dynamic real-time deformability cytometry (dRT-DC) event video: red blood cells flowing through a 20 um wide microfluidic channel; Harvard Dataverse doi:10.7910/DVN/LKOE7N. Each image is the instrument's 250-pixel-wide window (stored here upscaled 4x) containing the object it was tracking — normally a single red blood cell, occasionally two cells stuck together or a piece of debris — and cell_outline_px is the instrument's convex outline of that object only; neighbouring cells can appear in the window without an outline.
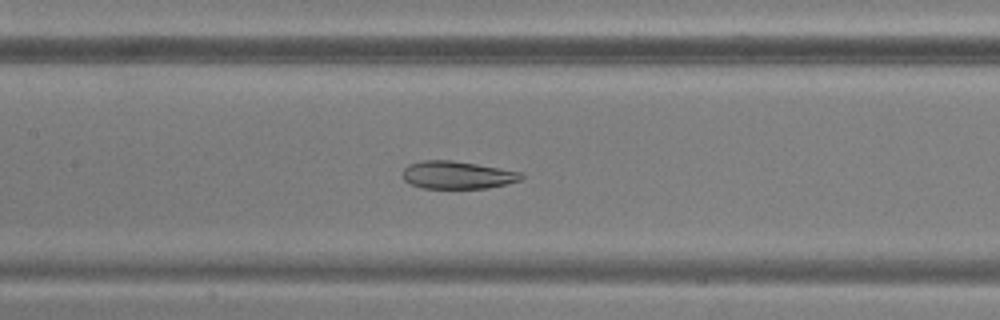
{"species": "common noctule bat (a hibernating species)", "species_latin": "Nyctalus noctula", "temperature_condition": "warm", "stored_images_in_passage": 49, "camera_frame_rate_fps": 3000, "um_per_image_px": 0.085, "animal": {"sex": "male", "body_mass_g": 20.5, "forearm_length_mm": 52.5}, "frame": {"image": 1, "passage_image": 23, "time_ms": 7.333, "image_size_px": [1000, 320], "cell_outline_px": [[524, 176], [520, 180], [488, 188], [424, 188], [412, 184], [404, 180], [404, 168], [408, 164], [420, 160], [452, 160], [476, 164], [520, 172]], "centroid_in_image_um": [38.84, 14.87], "position_along_channel_um": 168.6, "area_um2": 18.9}}
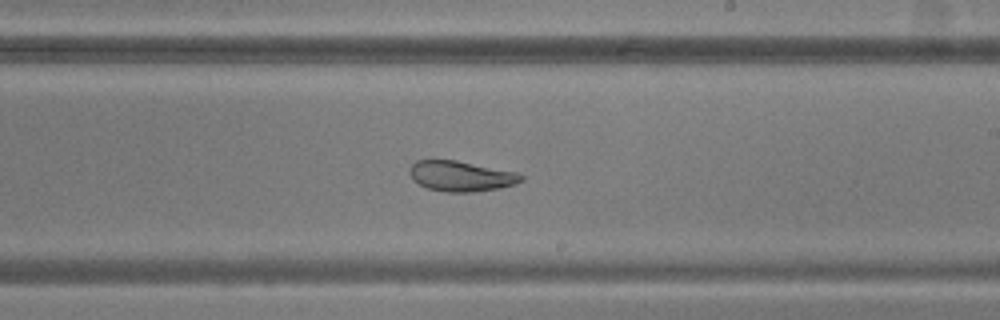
{"frame": {"image": 2, "passage_image": 29, "time_ms": 9.333, "image_size_px": [1000, 320], "cell_outline_px": [[524, 180], [516, 184], [500, 188], [472, 192], [448, 192], [428, 188], [412, 180], [412, 164], [416, 160], [456, 160], [516, 172], [524, 176]], "centroid_in_image_um": [39.24, 14.97], "position_along_channel_um": 249.8, "area_um2": 19.54}}
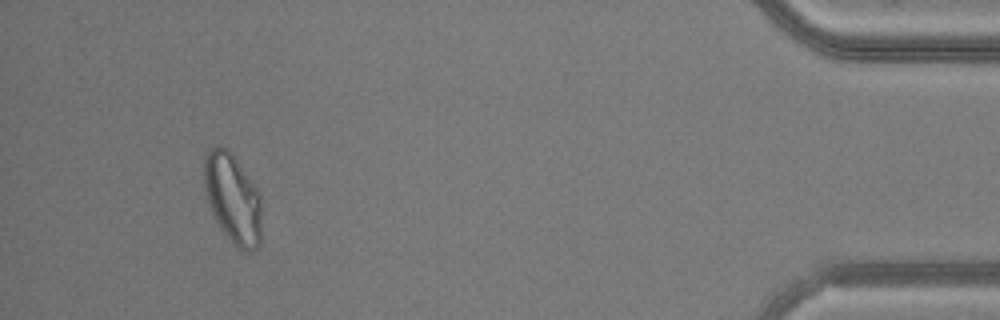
{"frame": {"image": 3, "passage_image": 46, "time_ms": 15.0, "image_size_px": [1000, 320], "cell_outline_px": [[260, 244], [252, 252], [240, 252], [232, 244], [220, 228], [212, 212], [204, 188], [204, 160], [208, 148], [216, 144], [220, 144], [236, 160], [256, 188], [260, 196]], "centroid_in_image_um": [19.76, 16.92], "position_along_channel_um": 415.4, "area_um2": 29.94}}